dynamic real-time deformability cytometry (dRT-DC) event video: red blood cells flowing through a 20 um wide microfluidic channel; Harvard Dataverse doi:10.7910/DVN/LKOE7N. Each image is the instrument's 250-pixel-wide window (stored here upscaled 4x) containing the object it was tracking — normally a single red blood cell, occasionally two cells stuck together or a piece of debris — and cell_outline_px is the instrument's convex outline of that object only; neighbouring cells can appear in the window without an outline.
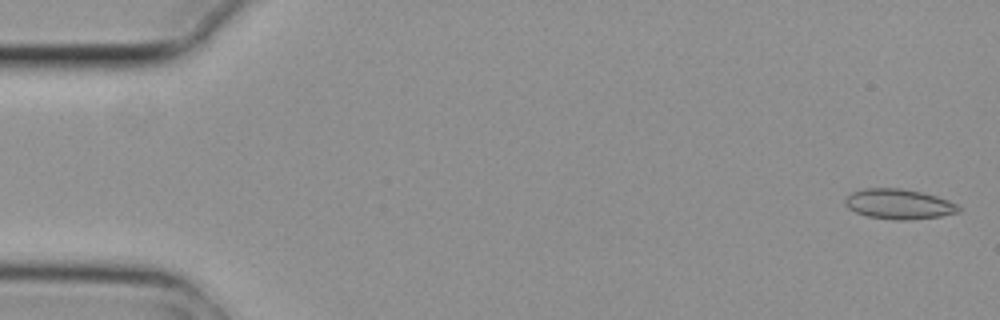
{"species": "common noctule bat (a hibernating species)", "species_latin": "Nyctalus noctula", "temperature_condition": "cold", "stored_images_in_passage": 4, "camera_frame_rate_fps": 3000, "um_per_image_px": 0.085, "animal": {"sex": "female", "body_mass_g": 29.2, "forearm_length_mm": 56.3}, "frame": {"image": 1, "passage_image": 1, "time_ms": 0.0, "image_size_px": [1000, 320], "cell_outline_px": [[960, 212], [940, 216], [908, 220], [892, 220], [868, 216], [856, 212], [848, 208], [844, 204], [844, 200], [852, 192], [864, 188], [900, 188], [924, 192], [948, 200], [956, 204], [960, 208]], "centroid_in_image_um": [76.39, 17.34], "position_along_channel_um": 8.6, "area_um2": 19.94}}
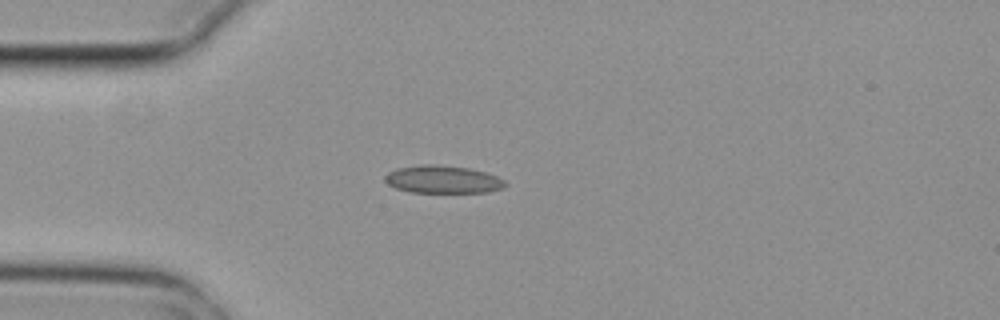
{"frame": {"image": 2, "passage_image": 4, "time_ms": 1.0, "image_size_px": [1000, 320], "cell_outline_px": [[508, 184], [504, 188], [488, 192], [412, 192], [396, 188], [388, 184], [384, 180], [384, 176], [388, 172], [396, 168], [424, 164], [432, 164], [468, 168], [484, 172], [496, 176], [504, 180]], "centroid_in_image_um": [37.63, 15.25], "position_along_channel_um": 47.4, "area_um2": 19.36}}